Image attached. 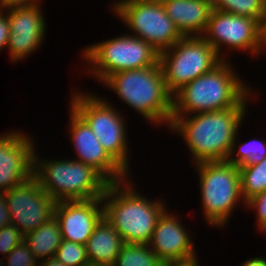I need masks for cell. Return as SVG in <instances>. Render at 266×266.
I'll return each mask as SVG.
<instances>
[{
  "label": "cell",
  "mask_w": 266,
  "mask_h": 266,
  "mask_svg": "<svg viewBox=\"0 0 266 266\" xmlns=\"http://www.w3.org/2000/svg\"><path fill=\"white\" fill-rule=\"evenodd\" d=\"M247 108L222 110L172 116L171 130L180 132L193 155L195 164L212 161H227L235 151V138Z\"/></svg>",
  "instance_id": "6da1fadb"
},
{
  "label": "cell",
  "mask_w": 266,
  "mask_h": 266,
  "mask_svg": "<svg viewBox=\"0 0 266 266\" xmlns=\"http://www.w3.org/2000/svg\"><path fill=\"white\" fill-rule=\"evenodd\" d=\"M227 64L223 57L212 70L176 91L172 95V116L247 108L245 102L251 91Z\"/></svg>",
  "instance_id": "7a4b0ae2"
},
{
  "label": "cell",
  "mask_w": 266,
  "mask_h": 266,
  "mask_svg": "<svg viewBox=\"0 0 266 266\" xmlns=\"http://www.w3.org/2000/svg\"><path fill=\"white\" fill-rule=\"evenodd\" d=\"M124 181L126 180L108 184L101 197L104 202L103 218L117 230L124 243L148 244L157 221L165 210L164 203L143 198ZM120 188L123 190H119Z\"/></svg>",
  "instance_id": "3957f363"
},
{
  "label": "cell",
  "mask_w": 266,
  "mask_h": 266,
  "mask_svg": "<svg viewBox=\"0 0 266 266\" xmlns=\"http://www.w3.org/2000/svg\"><path fill=\"white\" fill-rule=\"evenodd\" d=\"M103 83L151 123L172 120V94L167 90L160 64L109 75Z\"/></svg>",
  "instance_id": "277c9868"
},
{
  "label": "cell",
  "mask_w": 266,
  "mask_h": 266,
  "mask_svg": "<svg viewBox=\"0 0 266 266\" xmlns=\"http://www.w3.org/2000/svg\"><path fill=\"white\" fill-rule=\"evenodd\" d=\"M37 159L34 153L33 176L55 202L101 198L109 184L98 171L80 161Z\"/></svg>",
  "instance_id": "5b68a950"
},
{
  "label": "cell",
  "mask_w": 266,
  "mask_h": 266,
  "mask_svg": "<svg viewBox=\"0 0 266 266\" xmlns=\"http://www.w3.org/2000/svg\"><path fill=\"white\" fill-rule=\"evenodd\" d=\"M202 36H183L161 51V66L167 90L173 95L182 86L206 74L223 59Z\"/></svg>",
  "instance_id": "8992f818"
},
{
  "label": "cell",
  "mask_w": 266,
  "mask_h": 266,
  "mask_svg": "<svg viewBox=\"0 0 266 266\" xmlns=\"http://www.w3.org/2000/svg\"><path fill=\"white\" fill-rule=\"evenodd\" d=\"M82 53L86 61L94 66L88 70L101 82L120 71L155 66L159 64L160 54L148 42L127 34L92 44Z\"/></svg>",
  "instance_id": "52a82bcc"
},
{
  "label": "cell",
  "mask_w": 266,
  "mask_h": 266,
  "mask_svg": "<svg viewBox=\"0 0 266 266\" xmlns=\"http://www.w3.org/2000/svg\"><path fill=\"white\" fill-rule=\"evenodd\" d=\"M196 165L204 215L210 225L224 226L242 196L239 167L228 161Z\"/></svg>",
  "instance_id": "ba28073f"
},
{
  "label": "cell",
  "mask_w": 266,
  "mask_h": 266,
  "mask_svg": "<svg viewBox=\"0 0 266 266\" xmlns=\"http://www.w3.org/2000/svg\"><path fill=\"white\" fill-rule=\"evenodd\" d=\"M71 102V108L92 129L102 147L128 172V148L123 117L105 99L96 96L75 93Z\"/></svg>",
  "instance_id": "9c48e42d"
},
{
  "label": "cell",
  "mask_w": 266,
  "mask_h": 266,
  "mask_svg": "<svg viewBox=\"0 0 266 266\" xmlns=\"http://www.w3.org/2000/svg\"><path fill=\"white\" fill-rule=\"evenodd\" d=\"M113 10L134 36L152 45L158 52L171 48L183 35L167 16L163 4L140 0H122Z\"/></svg>",
  "instance_id": "30bf717a"
},
{
  "label": "cell",
  "mask_w": 266,
  "mask_h": 266,
  "mask_svg": "<svg viewBox=\"0 0 266 266\" xmlns=\"http://www.w3.org/2000/svg\"><path fill=\"white\" fill-rule=\"evenodd\" d=\"M202 35L220 55L221 45L260 53L265 46L262 25L254 18L213 9ZM222 43V44H221ZM262 48V49H261Z\"/></svg>",
  "instance_id": "8fae6325"
},
{
  "label": "cell",
  "mask_w": 266,
  "mask_h": 266,
  "mask_svg": "<svg viewBox=\"0 0 266 266\" xmlns=\"http://www.w3.org/2000/svg\"><path fill=\"white\" fill-rule=\"evenodd\" d=\"M3 193L10 224L23 235L43 225L54 215L56 202L41 188L34 176Z\"/></svg>",
  "instance_id": "7c38bea8"
},
{
  "label": "cell",
  "mask_w": 266,
  "mask_h": 266,
  "mask_svg": "<svg viewBox=\"0 0 266 266\" xmlns=\"http://www.w3.org/2000/svg\"><path fill=\"white\" fill-rule=\"evenodd\" d=\"M3 136V137H2ZM0 137V193L33 176L34 145L25 134L9 132Z\"/></svg>",
  "instance_id": "4fadbf2b"
},
{
  "label": "cell",
  "mask_w": 266,
  "mask_h": 266,
  "mask_svg": "<svg viewBox=\"0 0 266 266\" xmlns=\"http://www.w3.org/2000/svg\"><path fill=\"white\" fill-rule=\"evenodd\" d=\"M70 134L78 160L98 171L109 183L126 180V172L102 147L88 124L72 109Z\"/></svg>",
  "instance_id": "5bb4252c"
},
{
  "label": "cell",
  "mask_w": 266,
  "mask_h": 266,
  "mask_svg": "<svg viewBox=\"0 0 266 266\" xmlns=\"http://www.w3.org/2000/svg\"><path fill=\"white\" fill-rule=\"evenodd\" d=\"M102 203L101 198L56 202L53 216L59 223L62 238L85 245L103 218V207H98Z\"/></svg>",
  "instance_id": "9a60e30c"
},
{
  "label": "cell",
  "mask_w": 266,
  "mask_h": 266,
  "mask_svg": "<svg viewBox=\"0 0 266 266\" xmlns=\"http://www.w3.org/2000/svg\"><path fill=\"white\" fill-rule=\"evenodd\" d=\"M9 10L6 11L10 28L7 47L13 62L25 58L42 43L46 22L39 4Z\"/></svg>",
  "instance_id": "2e32d148"
},
{
  "label": "cell",
  "mask_w": 266,
  "mask_h": 266,
  "mask_svg": "<svg viewBox=\"0 0 266 266\" xmlns=\"http://www.w3.org/2000/svg\"><path fill=\"white\" fill-rule=\"evenodd\" d=\"M163 211L148 243L163 262L196 258L190 235L176 216ZM187 232V233H186Z\"/></svg>",
  "instance_id": "e0dca14e"
},
{
  "label": "cell",
  "mask_w": 266,
  "mask_h": 266,
  "mask_svg": "<svg viewBox=\"0 0 266 266\" xmlns=\"http://www.w3.org/2000/svg\"><path fill=\"white\" fill-rule=\"evenodd\" d=\"M163 6L183 36L203 35L213 11L212 0H171Z\"/></svg>",
  "instance_id": "ac0fdd59"
},
{
  "label": "cell",
  "mask_w": 266,
  "mask_h": 266,
  "mask_svg": "<svg viewBox=\"0 0 266 266\" xmlns=\"http://www.w3.org/2000/svg\"><path fill=\"white\" fill-rule=\"evenodd\" d=\"M123 245L117 230L102 218L85 244L89 263L112 266Z\"/></svg>",
  "instance_id": "d6986e66"
},
{
  "label": "cell",
  "mask_w": 266,
  "mask_h": 266,
  "mask_svg": "<svg viewBox=\"0 0 266 266\" xmlns=\"http://www.w3.org/2000/svg\"><path fill=\"white\" fill-rule=\"evenodd\" d=\"M62 240L59 223L54 216L43 225L24 235V242L28 245L33 256L36 259L41 258V260H43L42 258L54 257Z\"/></svg>",
  "instance_id": "ffe728a7"
},
{
  "label": "cell",
  "mask_w": 266,
  "mask_h": 266,
  "mask_svg": "<svg viewBox=\"0 0 266 266\" xmlns=\"http://www.w3.org/2000/svg\"><path fill=\"white\" fill-rule=\"evenodd\" d=\"M162 263L148 244L124 243L112 266H161Z\"/></svg>",
  "instance_id": "44dd1931"
},
{
  "label": "cell",
  "mask_w": 266,
  "mask_h": 266,
  "mask_svg": "<svg viewBox=\"0 0 266 266\" xmlns=\"http://www.w3.org/2000/svg\"><path fill=\"white\" fill-rule=\"evenodd\" d=\"M240 185L244 203L266 190V157L253 165L239 166Z\"/></svg>",
  "instance_id": "7402d4cb"
},
{
  "label": "cell",
  "mask_w": 266,
  "mask_h": 266,
  "mask_svg": "<svg viewBox=\"0 0 266 266\" xmlns=\"http://www.w3.org/2000/svg\"><path fill=\"white\" fill-rule=\"evenodd\" d=\"M213 9L256 19L263 25L266 0H212Z\"/></svg>",
  "instance_id": "603a6c76"
},
{
  "label": "cell",
  "mask_w": 266,
  "mask_h": 266,
  "mask_svg": "<svg viewBox=\"0 0 266 266\" xmlns=\"http://www.w3.org/2000/svg\"><path fill=\"white\" fill-rule=\"evenodd\" d=\"M233 153H230L227 161L235 166L241 165H253L261 162L266 157V144L259 140L250 141L248 143L241 144L238 157L234 158ZM233 157V158H232Z\"/></svg>",
  "instance_id": "cb8c5ba5"
},
{
  "label": "cell",
  "mask_w": 266,
  "mask_h": 266,
  "mask_svg": "<svg viewBox=\"0 0 266 266\" xmlns=\"http://www.w3.org/2000/svg\"><path fill=\"white\" fill-rule=\"evenodd\" d=\"M67 266H84L89 263L86 246L63 239L54 256Z\"/></svg>",
  "instance_id": "d4e9b609"
},
{
  "label": "cell",
  "mask_w": 266,
  "mask_h": 266,
  "mask_svg": "<svg viewBox=\"0 0 266 266\" xmlns=\"http://www.w3.org/2000/svg\"><path fill=\"white\" fill-rule=\"evenodd\" d=\"M24 241V235L12 224L0 228V252L9 254L17 245Z\"/></svg>",
  "instance_id": "484cf974"
},
{
  "label": "cell",
  "mask_w": 266,
  "mask_h": 266,
  "mask_svg": "<svg viewBox=\"0 0 266 266\" xmlns=\"http://www.w3.org/2000/svg\"><path fill=\"white\" fill-rule=\"evenodd\" d=\"M8 256L7 266H37L36 258L24 241L17 245Z\"/></svg>",
  "instance_id": "4316f807"
},
{
  "label": "cell",
  "mask_w": 266,
  "mask_h": 266,
  "mask_svg": "<svg viewBox=\"0 0 266 266\" xmlns=\"http://www.w3.org/2000/svg\"><path fill=\"white\" fill-rule=\"evenodd\" d=\"M245 204L248 208L257 210L258 227L262 232H266V190L251 197Z\"/></svg>",
  "instance_id": "83f0119b"
},
{
  "label": "cell",
  "mask_w": 266,
  "mask_h": 266,
  "mask_svg": "<svg viewBox=\"0 0 266 266\" xmlns=\"http://www.w3.org/2000/svg\"><path fill=\"white\" fill-rule=\"evenodd\" d=\"M9 36H10V28H9L7 14H3V10L2 11L0 10V50L2 48L7 47Z\"/></svg>",
  "instance_id": "f1b7e54d"
},
{
  "label": "cell",
  "mask_w": 266,
  "mask_h": 266,
  "mask_svg": "<svg viewBox=\"0 0 266 266\" xmlns=\"http://www.w3.org/2000/svg\"><path fill=\"white\" fill-rule=\"evenodd\" d=\"M38 4L36 0H0V9H12L21 7H30Z\"/></svg>",
  "instance_id": "f546056e"
},
{
  "label": "cell",
  "mask_w": 266,
  "mask_h": 266,
  "mask_svg": "<svg viewBox=\"0 0 266 266\" xmlns=\"http://www.w3.org/2000/svg\"><path fill=\"white\" fill-rule=\"evenodd\" d=\"M10 224V214L4 193H0V228Z\"/></svg>",
  "instance_id": "4dcf8cb0"
},
{
  "label": "cell",
  "mask_w": 266,
  "mask_h": 266,
  "mask_svg": "<svg viewBox=\"0 0 266 266\" xmlns=\"http://www.w3.org/2000/svg\"><path fill=\"white\" fill-rule=\"evenodd\" d=\"M161 266H198L197 257L183 261L163 262Z\"/></svg>",
  "instance_id": "1f68e13d"
},
{
  "label": "cell",
  "mask_w": 266,
  "mask_h": 266,
  "mask_svg": "<svg viewBox=\"0 0 266 266\" xmlns=\"http://www.w3.org/2000/svg\"><path fill=\"white\" fill-rule=\"evenodd\" d=\"M242 266H266V259L265 258H251L244 262Z\"/></svg>",
  "instance_id": "d6a6232c"
},
{
  "label": "cell",
  "mask_w": 266,
  "mask_h": 266,
  "mask_svg": "<svg viewBox=\"0 0 266 266\" xmlns=\"http://www.w3.org/2000/svg\"><path fill=\"white\" fill-rule=\"evenodd\" d=\"M41 262L42 263H40L38 266H67L62 262L58 261L55 257L45 259Z\"/></svg>",
  "instance_id": "836d02e7"
},
{
  "label": "cell",
  "mask_w": 266,
  "mask_h": 266,
  "mask_svg": "<svg viewBox=\"0 0 266 266\" xmlns=\"http://www.w3.org/2000/svg\"><path fill=\"white\" fill-rule=\"evenodd\" d=\"M262 34H263V40H264V43L266 46V17H265L264 23L262 25Z\"/></svg>",
  "instance_id": "e575fe53"
},
{
  "label": "cell",
  "mask_w": 266,
  "mask_h": 266,
  "mask_svg": "<svg viewBox=\"0 0 266 266\" xmlns=\"http://www.w3.org/2000/svg\"><path fill=\"white\" fill-rule=\"evenodd\" d=\"M140 1H147V2H154L157 4H164L165 2L171 1V0H140Z\"/></svg>",
  "instance_id": "d590c367"
},
{
  "label": "cell",
  "mask_w": 266,
  "mask_h": 266,
  "mask_svg": "<svg viewBox=\"0 0 266 266\" xmlns=\"http://www.w3.org/2000/svg\"><path fill=\"white\" fill-rule=\"evenodd\" d=\"M84 266H107V265L88 263V264H85Z\"/></svg>",
  "instance_id": "8d00e7d4"
}]
</instances>
